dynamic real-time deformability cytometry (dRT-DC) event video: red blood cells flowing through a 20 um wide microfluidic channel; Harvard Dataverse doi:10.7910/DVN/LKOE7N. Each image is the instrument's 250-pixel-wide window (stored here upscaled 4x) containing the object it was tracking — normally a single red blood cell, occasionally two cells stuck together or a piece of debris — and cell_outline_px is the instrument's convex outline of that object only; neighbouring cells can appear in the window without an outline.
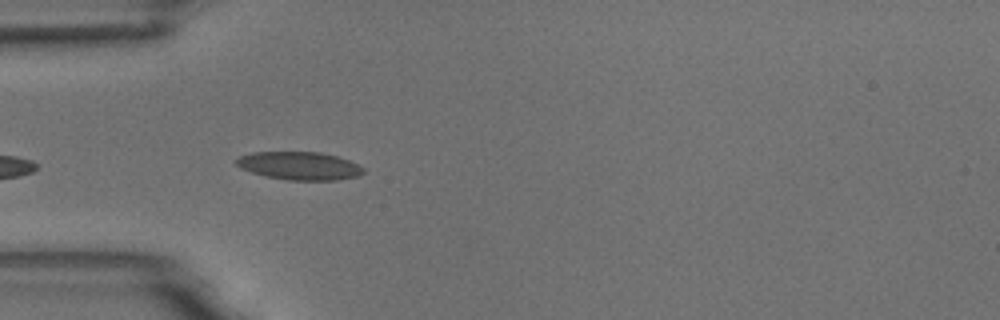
{"species": "common noctule bat (a hibernating species)", "species_latin": "Nyctalus noctula", "temperature_condition": "room temperature", "stored_images_in_passage": 6, "camera_frame_rate_fps": 3000, "um_per_image_px": 0.085, "animal": {"sex": "male", "body_mass_g": 18.8}, "frame": {"image": 1, "passage_image": 5, "time_ms": 4.667, "image_size_px": [1000, 320], "cell_outline_px": [[364, 172], [360, 176], [336, 180], [288, 180], [268, 176], [252, 172], [240, 168], [236, 164], [236, 160], [240, 156], [252, 152], [320, 152], [336, 156], [348, 160], [364, 168]], "centroid_in_image_um": [25.46, 14.09], "position_along_channel_um": 59.5, "area_um2": 20.63}}